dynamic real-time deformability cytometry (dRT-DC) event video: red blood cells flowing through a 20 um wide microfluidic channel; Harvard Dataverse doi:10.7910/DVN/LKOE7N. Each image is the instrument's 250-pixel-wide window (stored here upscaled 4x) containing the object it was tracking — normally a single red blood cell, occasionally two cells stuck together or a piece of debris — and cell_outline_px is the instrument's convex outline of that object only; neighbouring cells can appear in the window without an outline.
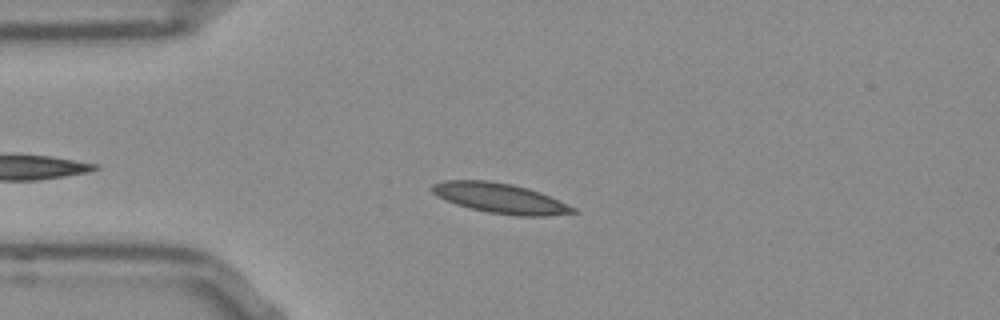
{"species": "Egyptian fruit bat (a non-hibernating species)", "species_latin": "Rousettus aegyptiacus", "temperature_condition": "room temperature", "stored_images_in_passage": 46, "camera_frame_rate_fps": 3000, "um_per_image_px": 0.085, "frame": {"image": 1, "passage_image": 9, "time_ms": 2.667, "image_size_px": [1000, 320], "cell_outline_px": [[580, 212], [548, 216], [516, 216], [488, 212], [456, 204], [436, 196], [428, 188], [432, 184], [444, 180], [488, 180], [512, 184], [528, 188], [540, 192], [576, 208]], "centroid_in_image_um": [42.5, 16.84], "position_along_channel_um": 42.5, "area_um2": 24.8}}
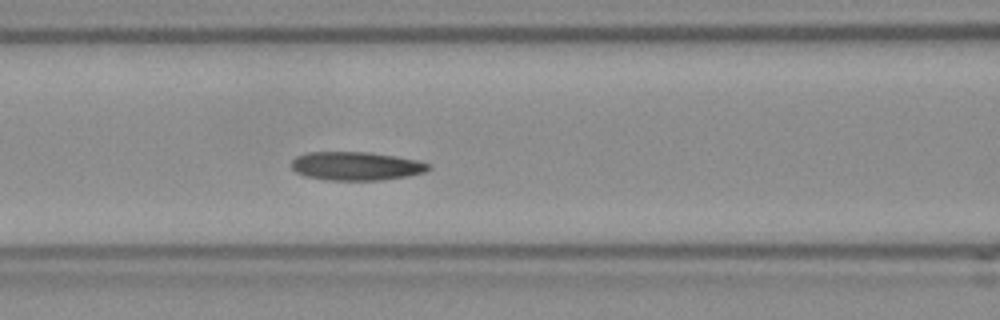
{"frame": {"image": 2, "passage_image": 18, "time_ms": 5.667, "image_size_px": [1000, 320], "cell_outline_px": [[432, 168], [424, 172], [408, 176], [380, 180], [324, 180], [304, 176], [296, 172], [292, 168], [292, 160], [296, 156], [308, 152], [368, 152], [396, 156], [416, 160], [432, 164]], "centroid_in_image_um": [30.27, 14.11], "position_along_channel_um": 136.3, "area_um2": 22.95}}
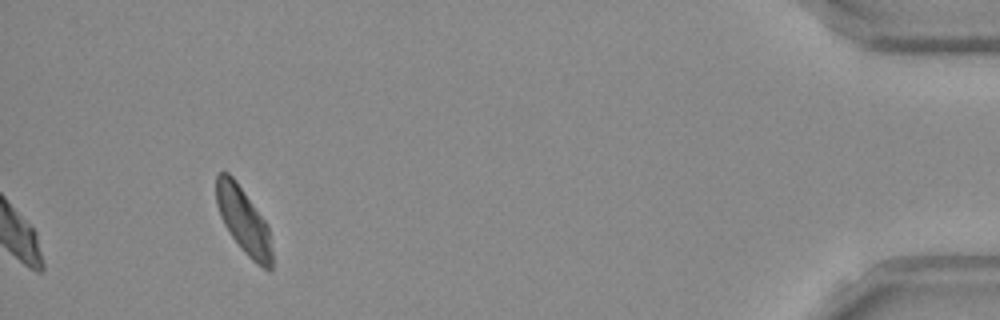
{"frame": {"image": 3, "passage_image": 46, "time_ms": 15.0, "image_size_px": [1000, 320], "cell_outline_px": [[272, 268], [268, 272], [256, 264], [244, 252], [228, 232], [220, 216], [216, 204], [216, 176], [220, 172], [228, 172], [232, 176], [264, 220], [268, 228], [272, 252]], "centroid_in_image_um": [20.69, 18.79], "position_along_channel_um": 414.5, "area_um2": 21.21}, "authors_computed_cell_mechanics": {"area_um2": 22.5709, "velocity_mm_per_s": 3.7459, "shape_relaxation_time_tau1_ms": 5.8043, "shape_relaxation_time_tau2_ms": 2.2836, "deformation_change_tau1": 0.1542, "deformation_change_tau2": 0.0762}}